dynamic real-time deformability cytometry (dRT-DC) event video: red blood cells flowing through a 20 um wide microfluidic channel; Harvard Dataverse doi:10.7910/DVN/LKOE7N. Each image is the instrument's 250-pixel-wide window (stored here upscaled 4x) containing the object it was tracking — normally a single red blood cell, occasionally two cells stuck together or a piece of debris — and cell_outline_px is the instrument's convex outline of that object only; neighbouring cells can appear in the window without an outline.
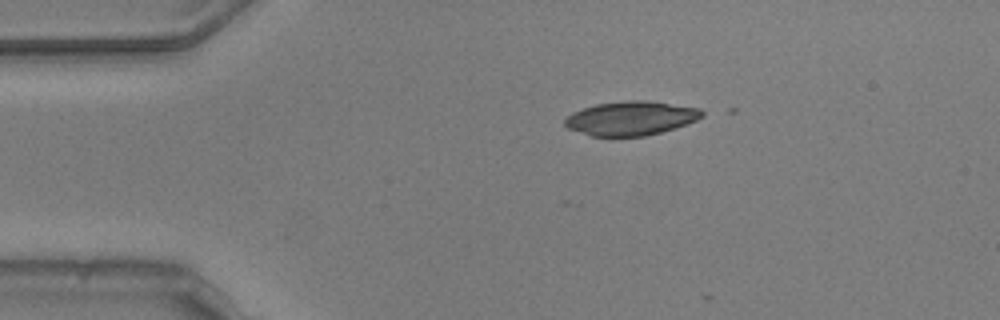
{"species": "common noctule bat (a hibernating species)", "species_latin": "Nyctalus noctula", "temperature_condition": "warm", "stored_images_in_passage": 3, "camera_frame_rate_fps": 3000, "um_per_image_px": 0.085, "animal": {"sex": "male", "body_mass_g": 20.5, "forearm_length_mm": 52.5}, "frame": {"image": 1, "passage_image": 1, "time_ms": 0.0, "image_size_px": [1000, 320], "cell_outline_px": [[704, 116], [696, 120], [660, 132], [644, 136], [592, 136], [568, 128], [564, 124], [564, 120], [572, 112], [596, 104], [628, 100], [648, 100], [700, 108], [704, 112]], "centroid_in_image_um": [53.62, 10.04], "position_along_channel_um": 31.4, "area_um2": 26.99}}